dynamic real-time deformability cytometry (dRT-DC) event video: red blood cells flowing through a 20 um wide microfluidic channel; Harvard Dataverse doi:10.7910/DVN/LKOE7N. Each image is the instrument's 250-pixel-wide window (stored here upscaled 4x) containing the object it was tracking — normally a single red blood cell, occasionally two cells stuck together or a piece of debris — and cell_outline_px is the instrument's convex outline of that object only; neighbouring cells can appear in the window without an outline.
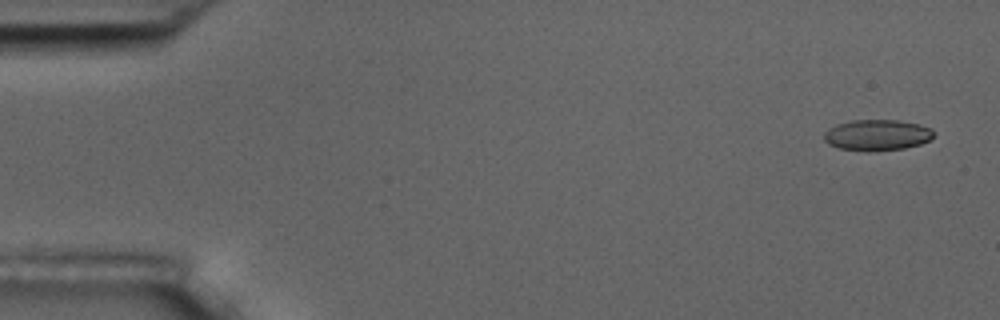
{"species": "common noctule bat (a hibernating species)", "species_latin": "Nyctalus noctula", "temperature_condition": "room temperature", "stored_images_in_passage": 4, "camera_frame_rate_fps": 3000, "um_per_image_px": 0.085, "animal": {"sex": "male", "body_mass_g": 17.5, "forearm_length_mm": 52.3}, "frame": {"image": 1, "passage_image": 1, "time_ms": 0.0, "image_size_px": [1000, 320], "cell_outline_px": [[936, 136], [920, 144], [904, 148], [868, 152], [840, 148], [828, 144], [824, 140], [824, 132], [828, 128], [836, 124], [852, 120], [900, 120], [932, 128], [936, 132]], "centroid_in_image_um": [74.56, 11.48], "position_along_channel_um": 10.4, "area_um2": 20.0}}
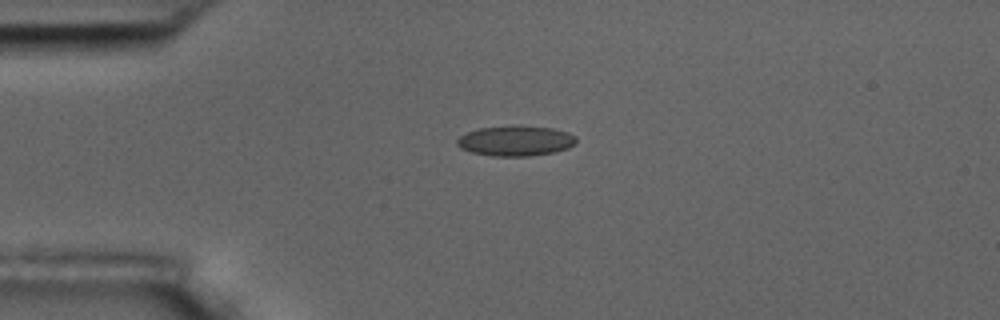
{"frame": {"image": 2, "passage_image": 4, "time_ms": 3.667, "image_size_px": [1000, 320], "cell_outline_px": [[576, 144], [568, 148], [552, 152], [528, 156], [492, 156], [472, 152], [460, 148], [456, 144], [456, 140], [460, 136], [468, 132], [480, 128], [512, 124], [520, 124], [552, 128], [568, 132], [576, 136]], "centroid_in_image_um": [43.83, 11.94], "position_along_channel_um": 41.2, "area_um2": 21.33}}